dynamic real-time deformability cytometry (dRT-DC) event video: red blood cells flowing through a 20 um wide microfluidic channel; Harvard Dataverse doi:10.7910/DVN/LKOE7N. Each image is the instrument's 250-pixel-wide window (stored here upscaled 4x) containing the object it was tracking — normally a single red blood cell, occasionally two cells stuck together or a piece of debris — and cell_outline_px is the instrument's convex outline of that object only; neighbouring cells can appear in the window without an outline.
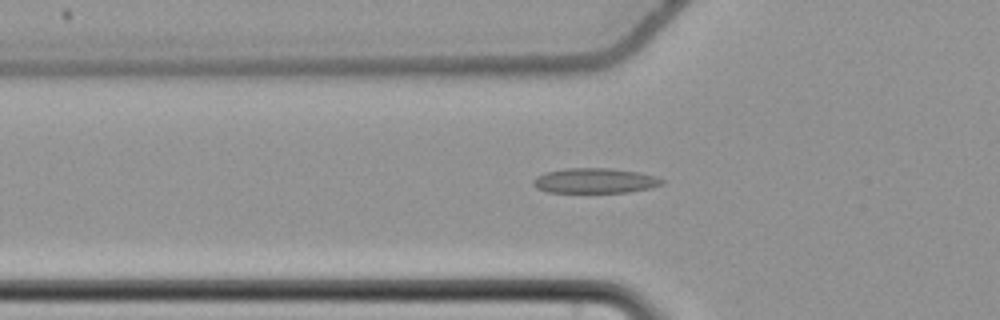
{"species": "common noctule bat (a hibernating species)", "species_latin": "Nyctalus noctula", "temperature_condition": "cold", "stored_images_in_passage": 57, "camera_frame_rate_fps": 3000, "um_per_image_px": 0.085, "animal": {"sex": "female", "body_mass_g": 22.7, "forearm_length_mm": 54.2}, "frame": {"image": 1, "passage_image": 21, "time_ms": 6.667, "image_size_px": [1000, 320], "cell_outline_px": [[664, 184], [648, 188], [628, 192], [548, 192], [536, 188], [532, 184], [532, 180], [536, 176], [544, 172], [564, 168], [608, 168], [640, 172], [664, 180]], "centroid_in_image_um": [50.5, 15.35], "position_along_channel_um": 75.3, "area_um2": 18.79}}
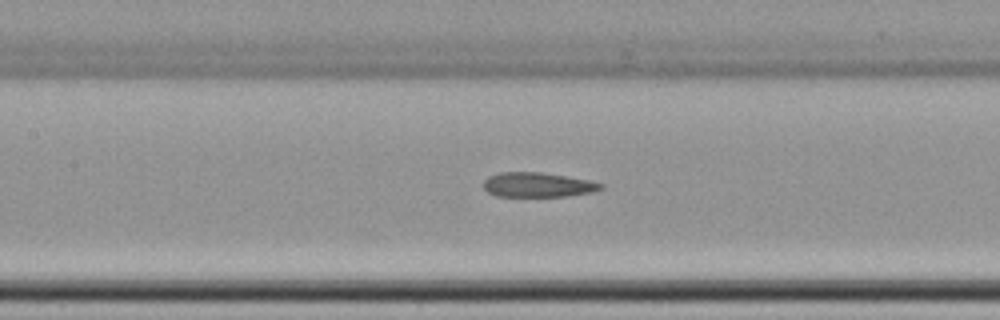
{"frame": {"image": 2, "passage_image": 28, "time_ms": 9.0, "image_size_px": [1000, 320], "cell_outline_px": [[604, 188], [592, 192], [568, 196], [496, 196], [488, 192], [484, 188], [484, 180], [488, 176], [500, 172], [540, 172], [588, 180], [604, 184]], "centroid_in_image_um": [45.7, 15.71], "position_along_channel_um": 161.7, "area_um2": 16.76}}
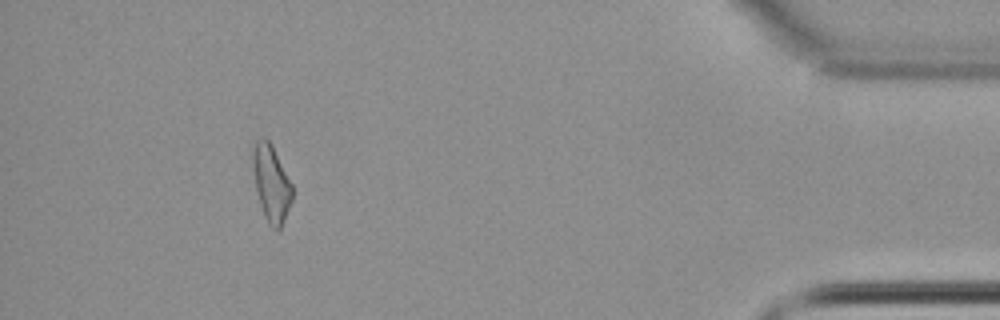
{"frame": {"image": 3, "passage_image": 53, "time_ms": 17.333, "image_size_px": [1000, 320], "cell_outline_px": [[292, 200], [280, 228], [276, 232], [268, 224], [264, 216], [256, 192], [252, 168], [252, 148], [256, 140], [260, 136], [264, 136], [272, 144], [292, 184]], "centroid_in_image_um": [23.03, 15.54], "position_along_channel_um": 412.2, "area_um2": 17.86}, "authors_computed_cell_mechanics": {"area_um2": 18.0914, "velocity_mm_per_s": 3.713, "shape_relaxation_time_tau1_ms": null, "shape_relaxation_time_tau2_ms": 6.0537, "deformation_change_tau1": null, "deformation_change_tau2": 0.1419}}